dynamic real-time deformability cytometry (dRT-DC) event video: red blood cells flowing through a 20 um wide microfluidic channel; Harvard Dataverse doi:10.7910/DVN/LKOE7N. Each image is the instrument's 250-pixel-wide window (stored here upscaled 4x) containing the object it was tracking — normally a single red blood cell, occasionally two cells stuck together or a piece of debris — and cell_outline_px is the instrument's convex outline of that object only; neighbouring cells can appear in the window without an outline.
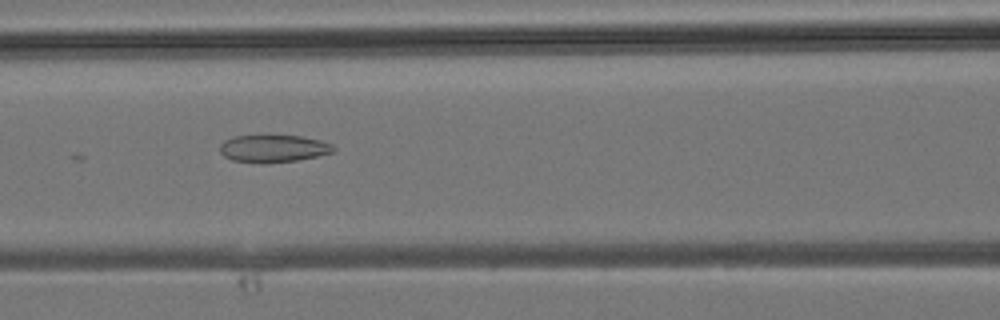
{"species": "common noctule bat (a hibernating species)", "species_latin": "Nyctalus noctula", "temperature_condition": "room temperature", "stored_images_in_passage": 38, "camera_frame_rate_fps": 3000, "um_per_image_px": 0.085, "animal": {"sex": "male", "body_mass_g": 19.2, "forearm_length_mm": 51.8}, "frame": {"image": 1, "passage_image": 16, "time_ms": 5.0, "image_size_px": [1000, 320], "cell_outline_px": [[336, 148], [332, 152], [316, 156], [296, 160], [260, 164], [232, 160], [224, 156], [220, 152], [220, 144], [224, 140], [232, 136], [264, 132], [300, 136], [320, 140], [332, 144]], "centroid_in_image_um": [23.16, 12.57], "position_along_channel_um": 143.4, "area_um2": 19.07}}
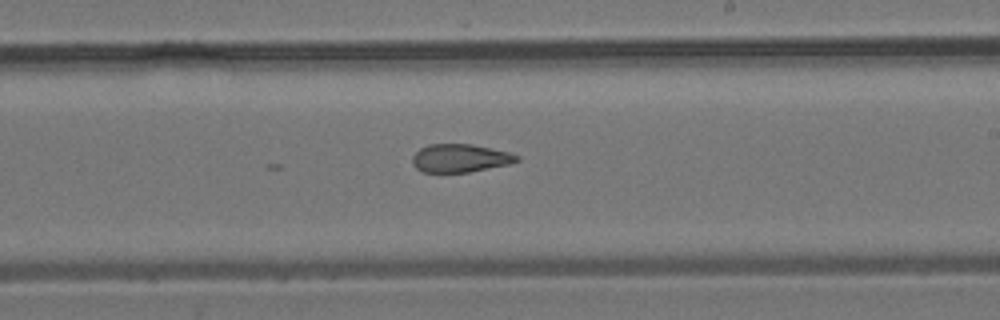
{"frame": {"image": 2, "passage_image": 22, "time_ms": 7.0, "image_size_px": [1000, 320], "cell_outline_px": [[520, 160], [508, 164], [468, 172], [424, 172], [416, 168], [412, 164], [412, 156], [420, 148], [428, 144], [472, 144], [508, 152], [520, 156]], "centroid_in_image_um": [39.09, 13.44], "position_along_channel_um": 249.9, "area_um2": 17.05}}
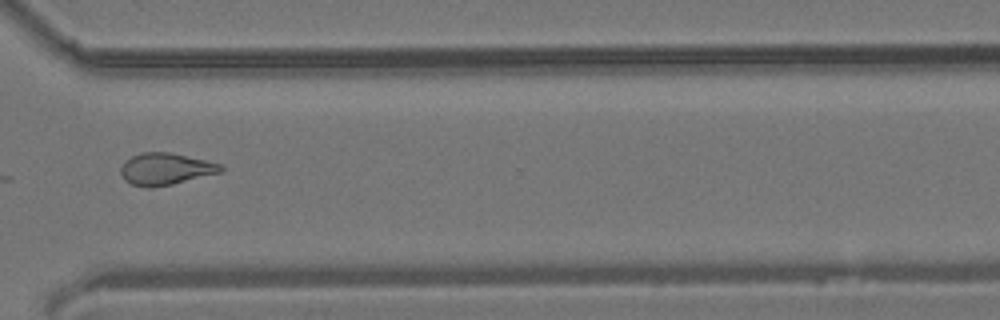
{"frame": {"image": 3, "passage_image": 28, "time_ms": 9.0, "image_size_px": [1000, 320], "cell_outline_px": [[224, 168], [220, 172], [172, 184], [152, 188], [148, 188], [132, 184], [124, 180], [120, 172], [120, 168], [124, 160], [140, 152], [168, 152], [224, 164]], "centroid_in_image_um": [14.04, 14.36], "position_along_channel_um": 356.6, "area_um2": 18.61}}